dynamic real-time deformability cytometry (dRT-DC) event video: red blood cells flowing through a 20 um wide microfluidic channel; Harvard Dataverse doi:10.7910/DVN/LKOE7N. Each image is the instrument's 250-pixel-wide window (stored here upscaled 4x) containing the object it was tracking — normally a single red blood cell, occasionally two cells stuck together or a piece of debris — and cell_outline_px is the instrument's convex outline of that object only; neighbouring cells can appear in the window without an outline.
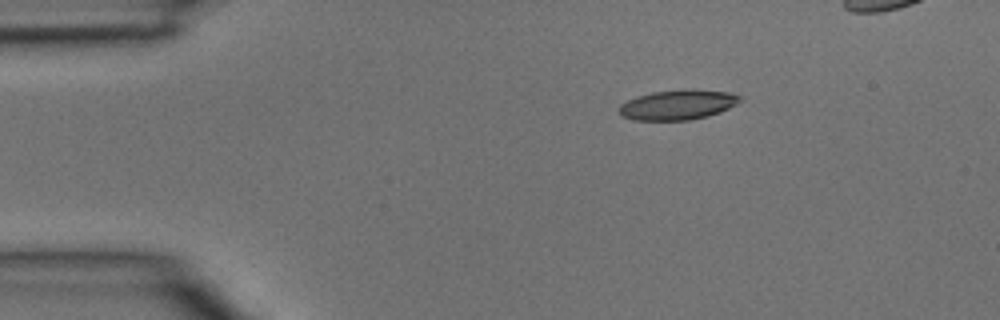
{"species": "common noctule bat (a hibernating species)", "species_latin": "Nyctalus noctula", "temperature_condition": "room temperature", "stored_images_in_passage": 2, "camera_frame_rate_fps": 3000, "um_per_image_px": 0.085, "animal": {"sex": "male", "body_mass_g": 15.6}, "frame": {"image": 1, "passage_image": 1, "time_ms": 0.0, "image_size_px": [1000, 320], "cell_outline_px": [[744, 100], [720, 112], [708, 116], [688, 120], [632, 120], [624, 116], [620, 112], [620, 104], [636, 96], [652, 92], [692, 88], [728, 92], [740, 96]], "centroid_in_image_um": [57.64, 8.89], "position_along_channel_um": 27.4, "area_um2": 21.15}}